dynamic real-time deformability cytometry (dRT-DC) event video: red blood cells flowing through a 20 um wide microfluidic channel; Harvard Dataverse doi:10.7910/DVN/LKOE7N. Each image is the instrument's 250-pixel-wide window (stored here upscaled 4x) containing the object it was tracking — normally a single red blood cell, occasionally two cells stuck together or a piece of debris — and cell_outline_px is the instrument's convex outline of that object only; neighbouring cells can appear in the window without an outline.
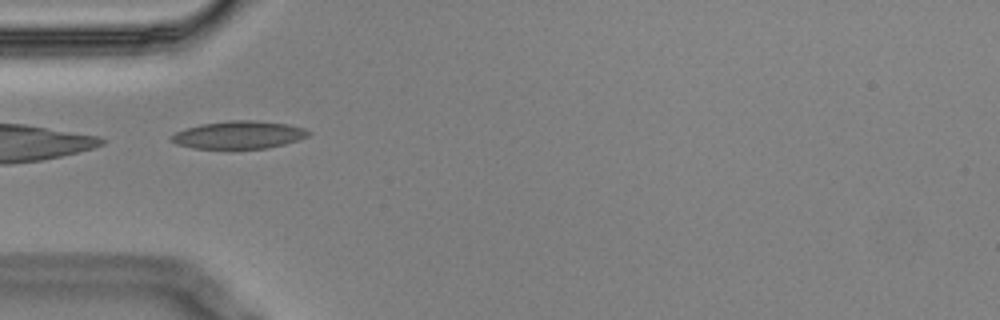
{"species": "Egyptian fruit bat (a non-hibernating species)", "species_latin": "Rousettus aegyptiacus", "temperature_condition": "cold", "stored_images_in_passage": 4, "camera_frame_rate_fps": 3000, "um_per_image_px": 0.085, "animal": {"sex": "male"}, "frame": {"image": 1, "passage_image": 3, "time_ms": 0.667, "image_size_px": [1000, 320], "cell_outline_px": [[312, 132], [308, 136], [284, 144], [268, 148], [192, 148], [176, 144], [168, 140], [168, 136], [176, 132], [200, 124], [228, 120], [252, 120], [288, 124], [304, 128]], "centroid_in_image_um": [20.26, 11.46], "position_along_channel_um": 64.7, "area_um2": 22.14}}